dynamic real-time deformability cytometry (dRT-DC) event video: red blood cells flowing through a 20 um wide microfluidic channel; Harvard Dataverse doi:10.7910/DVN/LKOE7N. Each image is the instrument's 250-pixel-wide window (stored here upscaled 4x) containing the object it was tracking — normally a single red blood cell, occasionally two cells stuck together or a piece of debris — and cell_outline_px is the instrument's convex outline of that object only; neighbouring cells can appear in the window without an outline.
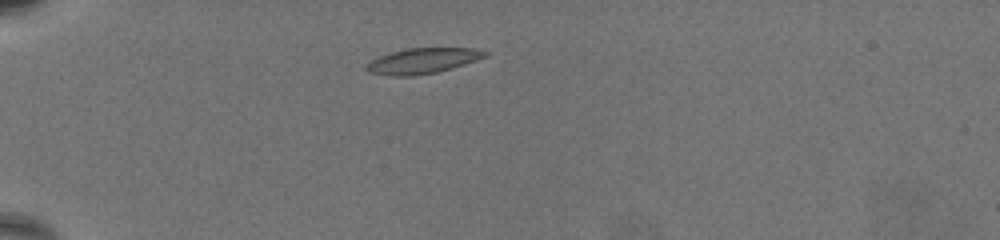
{"species": "common noctule bat (a hibernating species)", "species_latin": "Nyctalus noctula", "temperature_condition": "warm", "stored_images_in_passage": 54, "camera_frame_rate_fps": 3000, "um_per_image_px": 0.085, "animal": {"sex": "female", "body_mass_g": 19.5, "forearm_length_mm": 54.1}, "frame": {"image": 1, "passage_image": 8, "time_ms": 2.333, "image_size_px": [1000, 240], "cell_outline_px": [[488, 56], [452, 68], [436, 72], [412, 76], [392, 76], [368, 72], [364, 68], [364, 64], [380, 56], [392, 52], [408, 48], [476, 48], [488, 52]], "centroid_in_image_um": [35.91, 5.17], "position_along_channel_um": 49.1, "area_um2": 17.57}}
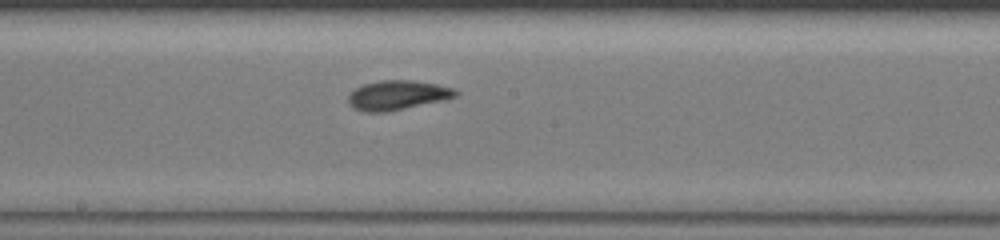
{"frame": {"image": 2, "passage_image": 27, "time_ms": 8.667, "image_size_px": [1000, 240], "cell_outline_px": [[460, 92], [456, 96], [444, 100], [388, 112], [364, 112], [352, 108], [348, 104], [348, 96], [356, 88], [364, 84], [380, 80], [412, 80], [436, 84], [452, 88]], "centroid_in_image_um": [33.76, 8.1], "position_along_channel_um": 214.4, "area_um2": 18.5}}
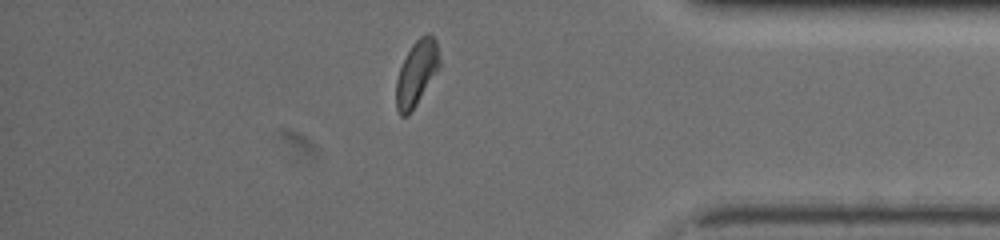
{"frame": {"image": 3, "passage_image": 46, "time_ms": 15.0, "image_size_px": [1000, 240], "cell_outline_px": [[440, 68], [412, 112], [408, 116], [400, 116], [396, 108], [396, 80], [400, 68], [412, 44], [420, 36], [428, 32], [436, 40], [440, 60]], "centroid_in_image_um": [35.42, 6.24], "position_along_channel_um": 399.8, "area_um2": 16.65}, "authors_computed_cell_mechanics": {"area_um2": 17.629, "velocity_mm_per_s": 3.2122, "shape_relaxation_time_tau1_ms": 5.1028, "shape_relaxation_time_tau2_ms": 2.6508, "deformation_change_tau1": 0.1562, "deformation_change_tau2": 0.0871}}